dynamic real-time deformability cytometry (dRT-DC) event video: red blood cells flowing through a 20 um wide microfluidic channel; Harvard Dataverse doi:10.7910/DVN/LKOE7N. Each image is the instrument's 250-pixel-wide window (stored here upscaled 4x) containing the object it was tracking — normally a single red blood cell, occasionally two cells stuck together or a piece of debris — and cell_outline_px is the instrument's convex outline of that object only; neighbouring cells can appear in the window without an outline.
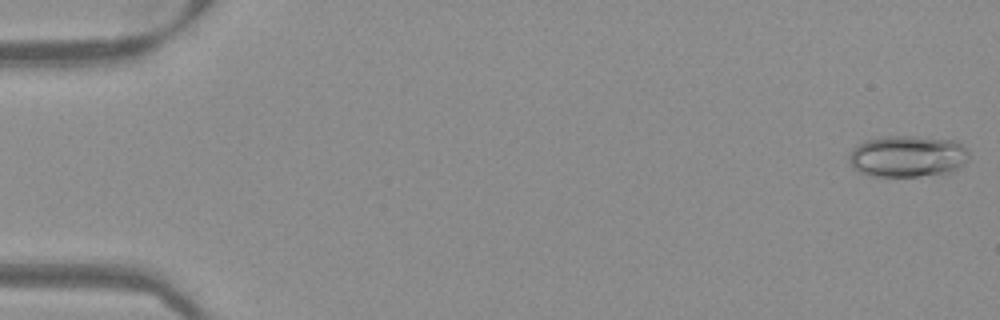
{"species": "Egyptian fruit bat (a non-hibernating species)", "species_latin": "Rousettus aegyptiacus", "temperature_condition": "warm", "stored_images_in_passage": 51, "camera_frame_rate_fps": 3000, "um_per_image_px": 0.085, "frame": {"image": 1, "passage_image": 1, "time_ms": 0.0, "image_size_px": [1000, 320], "cell_outline_px": [[968, 160], [964, 164], [948, 172], [916, 176], [868, 176], [856, 172], [852, 168], [848, 156], [852, 148], [864, 140], [884, 136], [912, 136], [952, 140], [968, 148]], "centroid_in_image_um": [77.08, 13.28], "position_along_channel_um": 7.9, "area_um2": 29.19}}
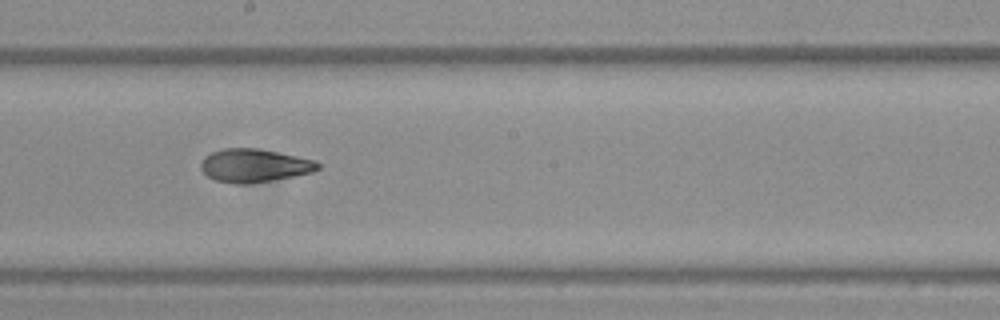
{"frame": {"image": 2, "passage_image": 29, "time_ms": 9.333, "image_size_px": [1000, 320], "cell_outline_px": [[320, 168], [312, 172], [292, 176], [248, 184], [236, 184], [216, 180], [208, 176], [200, 168], [200, 164], [204, 156], [212, 152], [224, 148], [256, 148], [316, 160], [320, 164]], "centroid_in_image_um": [21.6, 14.06], "position_along_channel_um": 226.6, "area_um2": 22.48}}
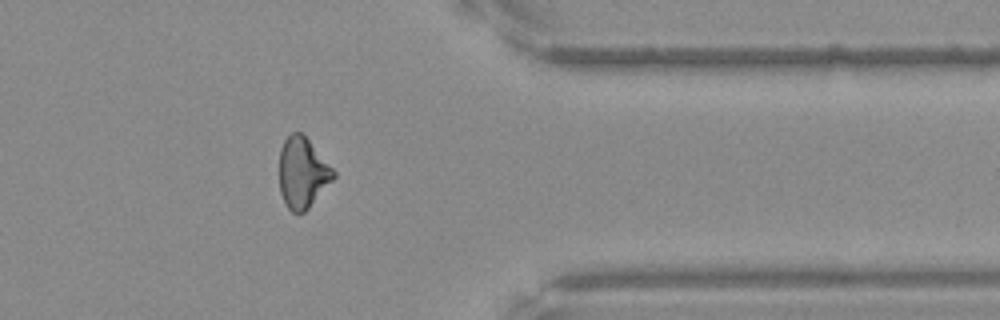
{"frame": {"image": 3, "passage_image": 42, "time_ms": 13.667, "image_size_px": [1000, 320], "cell_outline_px": [[336, 176], [308, 208], [304, 212], [292, 212], [288, 208], [280, 192], [280, 148], [284, 140], [292, 132], [300, 132], [308, 140], [336, 172]], "centroid_in_image_um": [25.71, 14.68], "position_along_channel_um": 385.7, "area_um2": 21.85}}